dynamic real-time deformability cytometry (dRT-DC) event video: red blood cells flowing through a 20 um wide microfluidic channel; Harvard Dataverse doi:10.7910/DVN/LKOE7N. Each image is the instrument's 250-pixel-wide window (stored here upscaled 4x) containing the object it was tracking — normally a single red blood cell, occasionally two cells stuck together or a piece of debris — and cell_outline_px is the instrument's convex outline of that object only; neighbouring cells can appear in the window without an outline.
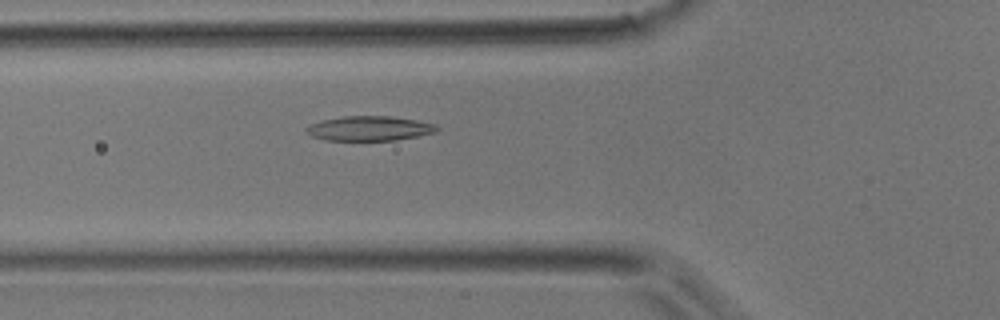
{"species": "common noctule bat (a hibernating species)", "species_latin": "Nyctalus noctula", "temperature_condition": "room temperature", "stored_images_in_passage": 37, "camera_frame_rate_fps": 3000, "um_per_image_px": 0.085, "animal": {"sex": "male", "body_mass_g": 17.9}, "frame": {"image": 1, "passage_image": 8, "time_ms": 2.333, "image_size_px": [1000, 320], "cell_outline_px": [[440, 128], [432, 132], [416, 136], [396, 140], [324, 140], [312, 136], [304, 128], [312, 124], [324, 120], [344, 116], [388, 116], [416, 120], [436, 124]], "centroid_in_image_um": [31.4, 10.91], "position_along_channel_um": 94.4, "area_um2": 18.44}}
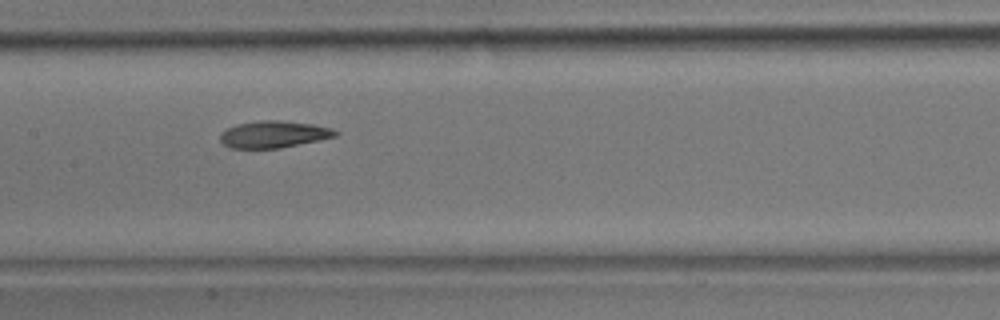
{"frame": {"image": 2, "passage_image": 14, "time_ms": 4.333, "image_size_px": [1000, 320], "cell_outline_px": [[340, 132], [336, 136], [320, 140], [280, 148], [228, 148], [220, 140], [220, 132], [236, 124], [264, 120], [280, 120], [312, 124], [332, 128]], "centroid_in_image_um": [23.27, 11.42], "position_along_channel_um": 184.1, "area_um2": 18.09}}
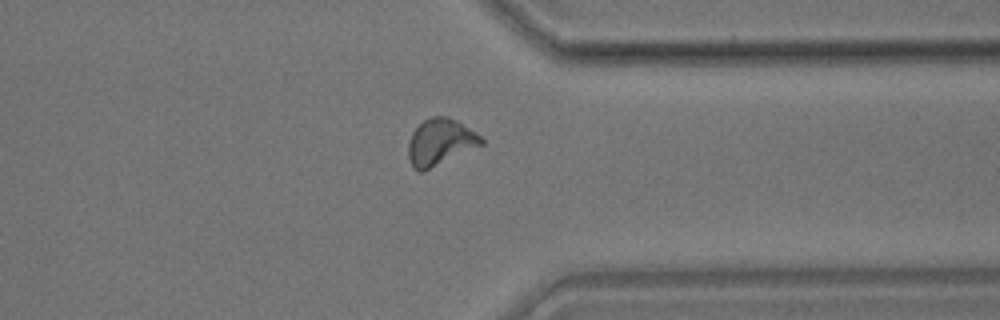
{"frame": {"image": 3, "passage_image": 27, "time_ms": 8.667, "image_size_px": [1000, 320], "cell_outline_px": [[484, 144], [420, 172], [412, 168], [408, 160], [408, 144], [412, 132], [424, 120], [432, 116], [448, 116], [456, 120], [480, 136], [484, 140]], "centroid_in_image_um": [37.38, 12.07], "position_along_channel_um": 374.0, "area_um2": 19.48}}